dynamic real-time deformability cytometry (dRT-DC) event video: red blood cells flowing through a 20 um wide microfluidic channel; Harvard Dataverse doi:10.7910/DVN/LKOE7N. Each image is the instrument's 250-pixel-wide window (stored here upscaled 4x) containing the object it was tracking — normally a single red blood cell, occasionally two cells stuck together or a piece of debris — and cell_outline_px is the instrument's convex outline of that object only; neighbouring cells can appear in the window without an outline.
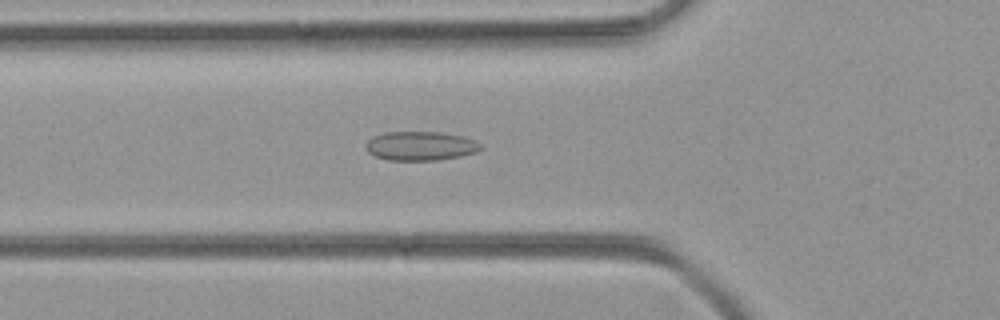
{"species": "common noctule bat (a hibernating species)", "species_latin": "Nyctalus noctula", "temperature_condition": "room temperature", "stored_images_in_passage": 50, "camera_frame_rate_fps": 3000, "um_per_image_px": 0.085, "animal": {"sex": "female", "body_mass_g": 21.9}, "frame": {"image": 1, "passage_image": 17, "time_ms": 5.333, "image_size_px": [1000, 320], "cell_outline_px": [[484, 148], [476, 152], [460, 156], [436, 160], [388, 160], [376, 156], [368, 152], [364, 148], [364, 144], [372, 136], [384, 132], [440, 132], [464, 136], [476, 140]], "centroid_in_image_um": [35.73, 12.39], "position_along_channel_um": 90.1, "area_um2": 19.65}}
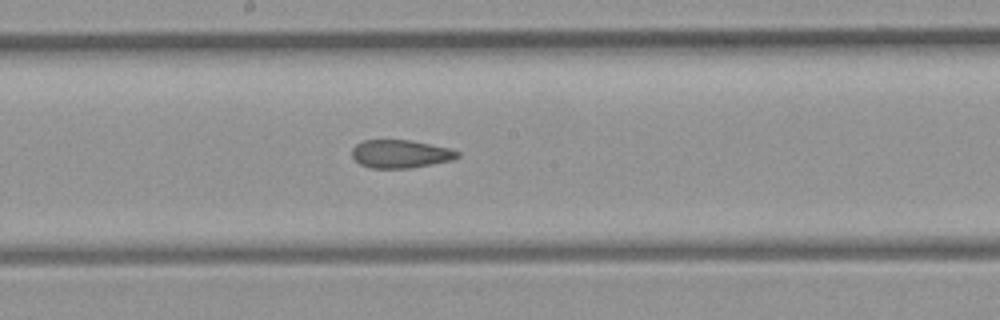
{"frame": {"image": 2, "passage_image": 26, "time_ms": 8.333, "image_size_px": [1000, 320], "cell_outline_px": [[460, 156], [452, 160], [412, 168], [372, 168], [360, 164], [352, 156], [352, 148], [356, 144], [364, 140], [408, 140], [448, 148], [460, 152]], "centroid_in_image_um": [34.03, 13.09], "position_along_channel_um": 214.2, "area_um2": 17.17}}
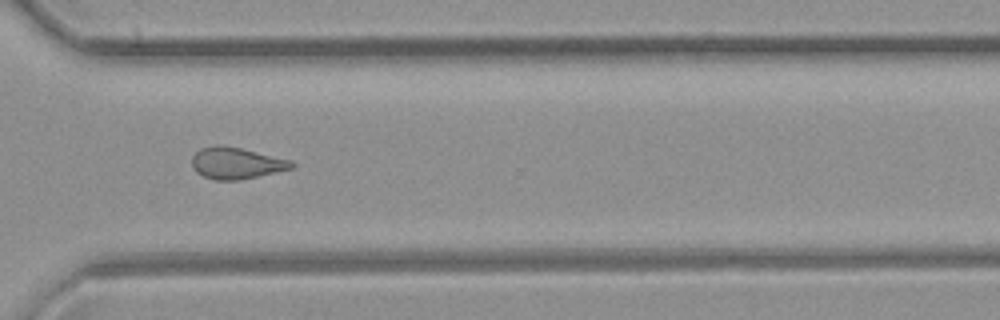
{"frame": {"image": 3, "passage_image": 36, "time_ms": 11.667, "image_size_px": [1000, 320], "cell_outline_px": [[296, 164], [292, 168], [240, 180], [212, 180], [196, 172], [192, 168], [192, 156], [200, 148], [216, 144], [220, 144], [240, 148], [292, 160]], "centroid_in_image_um": [20.05, 13.86], "position_along_channel_um": 350.5, "area_um2": 18.38}}